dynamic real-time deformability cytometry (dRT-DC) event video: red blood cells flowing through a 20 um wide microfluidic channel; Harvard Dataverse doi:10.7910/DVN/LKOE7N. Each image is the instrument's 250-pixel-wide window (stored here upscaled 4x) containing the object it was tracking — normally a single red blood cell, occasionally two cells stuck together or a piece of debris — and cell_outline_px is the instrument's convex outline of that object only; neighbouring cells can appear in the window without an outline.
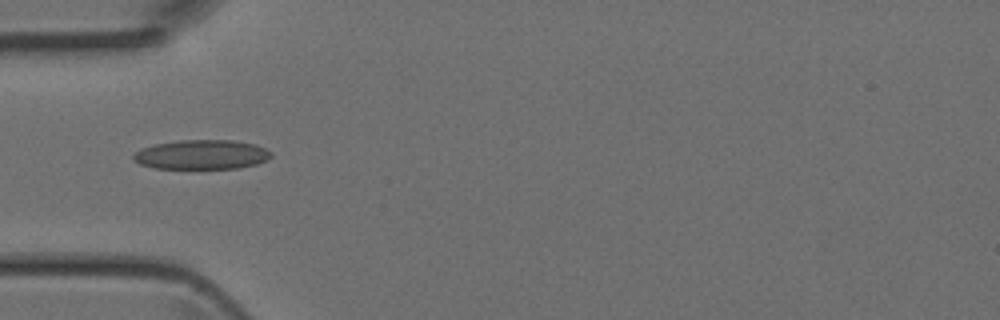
{"species": "Egyptian fruit bat (a non-hibernating species)", "species_latin": "Rousettus aegyptiacus", "temperature_condition": "room temperature", "stored_images_in_passage": 5, "camera_frame_rate_fps": 3000, "um_per_image_px": 0.085, "animal": {"sex": "female"}, "frame": {"image": 1, "passage_image": 4, "time_ms": 1.0, "image_size_px": [1000, 320], "cell_outline_px": [[272, 156], [268, 160], [256, 164], [240, 168], [156, 168], [140, 164], [132, 160], [132, 156], [140, 148], [156, 144], [180, 140], [232, 140], [256, 144], [272, 152]], "centroid_in_image_um": [17.16, 13.14], "position_along_channel_um": 67.8, "area_um2": 23.7}}
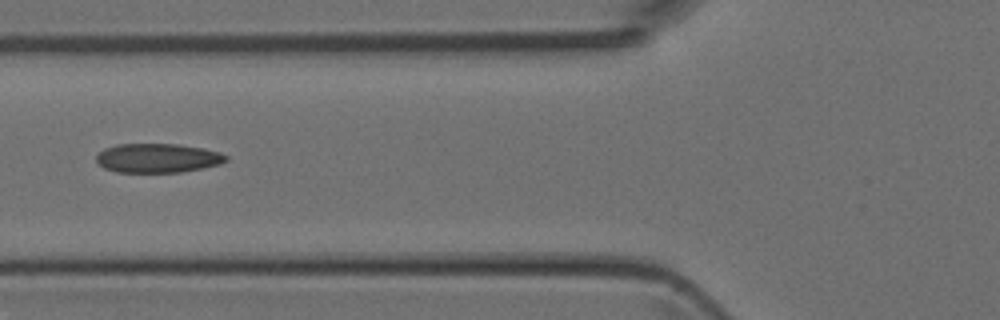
{"frame": {"image": 2, "passage_image": 5, "time_ms": 1.333, "image_size_px": [1000, 320], "cell_outline_px": [[228, 160], [220, 164], [180, 172], [116, 172], [104, 168], [96, 160], [96, 156], [104, 148], [116, 144], [176, 144], [200, 148], [220, 152], [228, 156]], "centroid_in_image_um": [13.38, 13.43], "position_along_channel_um": 112.4, "area_um2": 21.91}}